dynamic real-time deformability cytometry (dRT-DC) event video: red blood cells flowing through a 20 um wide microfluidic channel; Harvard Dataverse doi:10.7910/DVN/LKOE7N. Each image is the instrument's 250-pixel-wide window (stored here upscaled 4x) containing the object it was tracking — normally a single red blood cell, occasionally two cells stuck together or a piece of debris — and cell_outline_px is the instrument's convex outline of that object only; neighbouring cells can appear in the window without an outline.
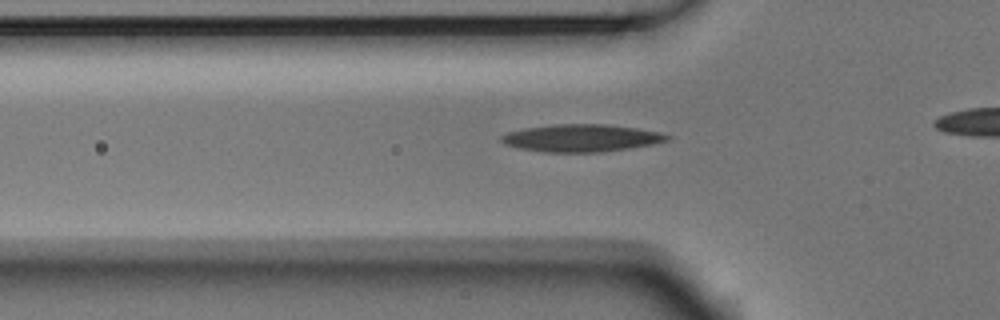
{"species": "Egyptian fruit bat (a non-hibernating species)", "species_latin": "Rousettus aegyptiacus", "temperature_condition": "room temperature", "stored_images_in_passage": 34, "camera_frame_rate_fps": 3000, "um_per_image_px": 0.085, "animal": {"sex": "male"}, "frame": {"image": 1, "passage_image": 8, "time_ms": 2.333, "image_size_px": [1000, 320], "cell_outline_px": [[672, 136], [668, 140], [652, 144], [628, 148], [600, 152], [544, 152], [520, 148], [504, 144], [500, 140], [500, 136], [508, 132], [528, 128], [556, 124], [604, 124], [636, 128], [656, 132]], "centroid_in_image_um": [49.39, 11.73], "position_along_channel_um": 76.4, "area_um2": 26.13}}
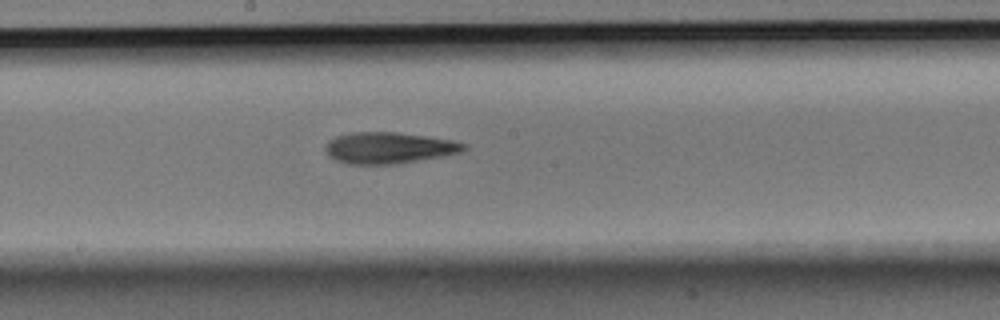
{"frame": {"image": 2, "passage_image": 19, "time_ms": 6.0, "image_size_px": [1000, 320], "cell_outline_px": [[468, 148], [460, 152], [444, 156], [396, 164], [348, 164], [336, 160], [328, 156], [324, 148], [328, 140], [336, 136], [352, 132], [396, 132], [452, 140], [468, 144]], "centroid_in_image_um": [33.04, 12.57], "position_along_channel_um": 215.2, "area_um2": 25.37}}
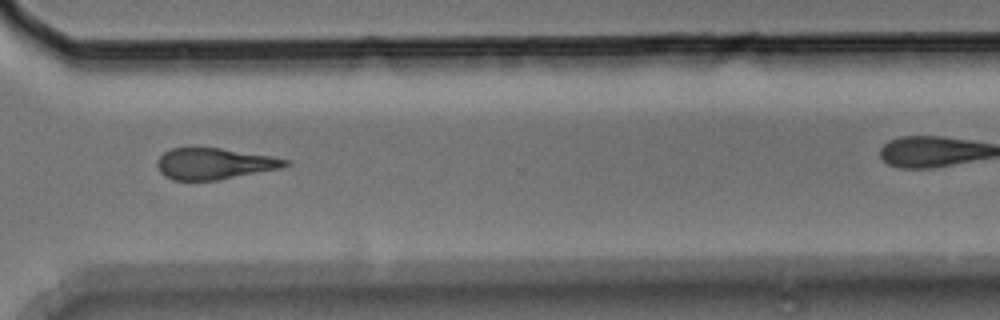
{"frame": {"image": 3, "passage_image": 30, "time_ms": 9.667, "image_size_px": [1000, 320], "cell_outline_px": [[292, 164], [280, 168], [216, 180], [172, 180], [164, 176], [160, 172], [156, 164], [156, 160], [164, 152], [172, 148], [220, 148], [292, 160]], "centroid_in_image_um": [18.19, 13.91], "position_along_channel_um": 352.4, "area_um2": 23.12}}